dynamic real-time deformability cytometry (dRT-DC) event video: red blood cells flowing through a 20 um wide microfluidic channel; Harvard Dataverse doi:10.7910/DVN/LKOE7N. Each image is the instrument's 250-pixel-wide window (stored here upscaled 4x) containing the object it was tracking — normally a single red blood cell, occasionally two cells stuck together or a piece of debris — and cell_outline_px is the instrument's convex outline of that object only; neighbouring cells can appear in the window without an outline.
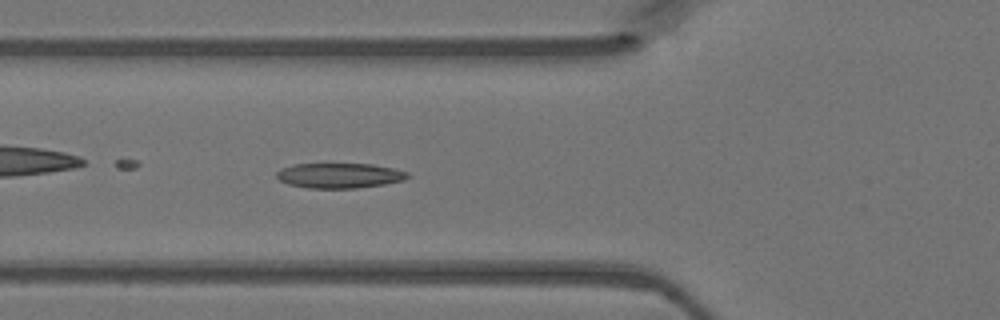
{"species": "Egyptian fruit bat (a non-hibernating species)", "species_latin": "Rousettus aegyptiacus", "temperature_condition": "warm", "stored_images_in_passage": 35, "camera_frame_rate_fps": 3000, "um_per_image_px": 0.085, "animal": {"sex": "female"}, "frame": {"image": 1, "passage_image": 16, "time_ms": 5.0, "image_size_px": [1000, 320], "cell_outline_px": [[412, 176], [404, 180], [384, 184], [356, 188], [308, 188], [288, 184], [280, 180], [276, 176], [276, 172], [280, 168], [292, 164], [372, 164], [392, 168], [408, 172]], "centroid_in_image_um": [28.85, 14.92], "position_along_channel_um": 97.0, "area_um2": 19.19}}
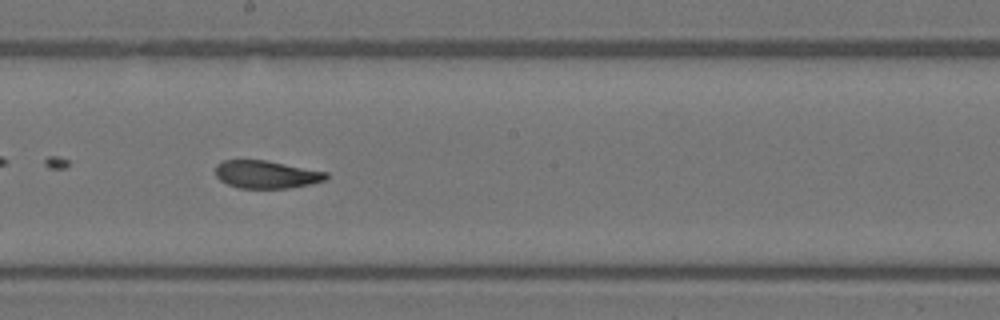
{"frame": {"image": 2, "passage_image": 25, "time_ms": 8.0, "image_size_px": [1000, 320], "cell_outline_px": [[328, 176], [324, 180], [312, 184], [288, 188], [236, 188], [220, 180], [216, 176], [216, 164], [224, 160], [264, 160], [328, 172]], "centroid_in_image_um": [22.63, 14.83], "position_along_channel_um": 225.6, "area_um2": 17.86}}
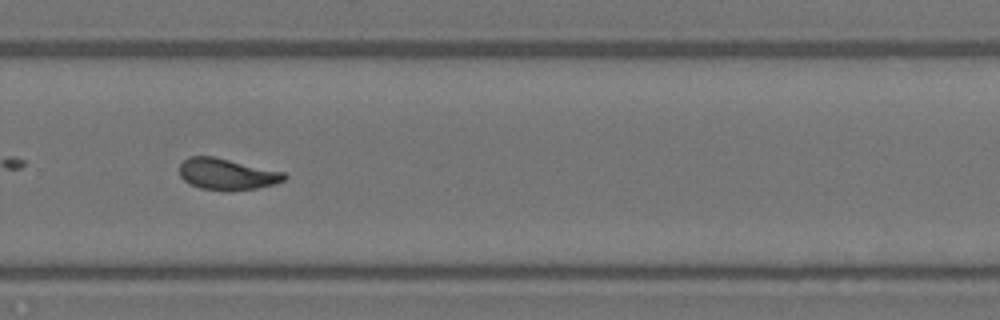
{"frame": {"image": 3, "passage_image": 31, "time_ms": 10.0, "image_size_px": [1000, 320], "cell_outline_px": [[288, 176], [284, 180], [276, 184], [256, 188], [200, 188], [184, 180], [180, 176], [180, 164], [188, 156], [212, 156], [284, 172]], "centroid_in_image_um": [19.29, 14.76], "position_along_channel_um": 310.5, "area_um2": 18.38}}